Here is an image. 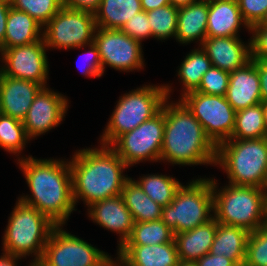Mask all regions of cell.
<instances>
[{
  "instance_id": "6da1fadb",
  "label": "cell",
  "mask_w": 267,
  "mask_h": 266,
  "mask_svg": "<svg viewBox=\"0 0 267 266\" xmlns=\"http://www.w3.org/2000/svg\"><path fill=\"white\" fill-rule=\"evenodd\" d=\"M17 161L31 194L18 199L36 208L56 225L64 226L70 214L77 210L69 161L37 159L31 155Z\"/></svg>"
},
{
  "instance_id": "7a4b0ae2",
  "label": "cell",
  "mask_w": 267,
  "mask_h": 266,
  "mask_svg": "<svg viewBox=\"0 0 267 266\" xmlns=\"http://www.w3.org/2000/svg\"><path fill=\"white\" fill-rule=\"evenodd\" d=\"M75 151L69 165L72 173L73 200L85 205L121 195L130 178L123 174L128 166L107 145Z\"/></svg>"
},
{
  "instance_id": "3957f363",
  "label": "cell",
  "mask_w": 267,
  "mask_h": 266,
  "mask_svg": "<svg viewBox=\"0 0 267 266\" xmlns=\"http://www.w3.org/2000/svg\"><path fill=\"white\" fill-rule=\"evenodd\" d=\"M164 115L165 129L159 161L181 166H215L217 147L187 107L180 100L173 103L167 98Z\"/></svg>"
},
{
  "instance_id": "277c9868",
  "label": "cell",
  "mask_w": 267,
  "mask_h": 266,
  "mask_svg": "<svg viewBox=\"0 0 267 266\" xmlns=\"http://www.w3.org/2000/svg\"><path fill=\"white\" fill-rule=\"evenodd\" d=\"M211 181L213 214L218 223L249 232L267 223V189L231 184L218 189L217 180Z\"/></svg>"
},
{
  "instance_id": "5b68a950",
  "label": "cell",
  "mask_w": 267,
  "mask_h": 266,
  "mask_svg": "<svg viewBox=\"0 0 267 266\" xmlns=\"http://www.w3.org/2000/svg\"><path fill=\"white\" fill-rule=\"evenodd\" d=\"M215 165L223 168L231 185L267 189V137L220 143Z\"/></svg>"
},
{
  "instance_id": "8992f818",
  "label": "cell",
  "mask_w": 267,
  "mask_h": 266,
  "mask_svg": "<svg viewBox=\"0 0 267 266\" xmlns=\"http://www.w3.org/2000/svg\"><path fill=\"white\" fill-rule=\"evenodd\" d=\"M166 85H143L119 97L109 122L104 129L100 144L110 146L119 136L132 131L144 121L152 118L170 100L173 89Z\"/></svg>"
},
{
  "instance_id": "52a82bcc",
  "label": "cell",
  "mask_w": 267,
  "mask_h": 266,
  "mask_svg": "<svg viewBox=\"0 0 267 266\" xmlns=\"http://www.w3.org/2000/svg\"><path fill=\"white\" fill-rule=\"evenodd\" d=\"M15 204L2 238V251L25 258L33 254L31 264L34 266L41 259L56 224L36 208L19 199Z\"/></svg>"
},
{
  "instance_id": "ba28073f",
  "label": "cell",
  "mask_w": 267,
  "mask_h": 266,
  "mask_svg": "<svg viewBox=\"0 0 267 266\" xmlns=\"http://www.w3.org/2000/svg\"><path fill=\"white\" fill-rule=\"evenodd\" d=\"M213 213L211 178H199L178 189L173 201L163 207L161 220L175 235L207 223Z\"/></svg>"
},
{
  "instance_id": "9c48e42d",
  "label": "cell",
  "mask_w": 267,
  "mask_h": 266,
  "mask_svg": "<svg viewBox=\"0 0 267 266\" xmlns=\"http://www.w3.org/2000/svg\"><path fill=\"white\" fill-rule=\"evenodd\" d=\"M97 29L95 14L64 7L43 27V40L47 48H83L94 42Z\"/></svg>"
},
{
  "instance_id": "30bf717a",
  "label": "cell",
  "mask_w": 267,
  "mask_h": 266,
  "mask_svg": "<svg viewBox=\"0 0 267 266\" xmlns=\"http://www.w3.org/2000/svg\"><path fill=\"white\" fill-rule=\"evenodd\" d=\"M165 129L164 103L161 110L132 131L119 136L110 147L129 167L139 162L160 160Z\"/></svg>"
},
{
  "instance_id": "8fae6325",
  "label": "cell",
  "mask_w": 267,
  "mask_h": 266,
  "mask_svg": "<svg viewBox=\"0 0 267 266\" xmlns=\"http://www.w3.org/2000/svg\"><path fill=\"white\" fill-rule=\"evenodd\" d=\"M178 100L201 123L206 136L216 147L231 138L235 126L236 111L225 96L191 91Z\"/></svg>"
},
{
  "instance_id": "7c38bea8",
  "label": "cell",
  "mask_w": 267,
  "mask_h": 266,
  "mask_svg": "<svg viewBox=\"0 0 267 266\" xmlns=\"http://www.w3.org/2000/svg\"><path fill=\"white\" fill-rule=\"evenodd\" d=\"M56 225L34 266H101L110 256Z\"/></svg>"
},
{
  "instance_id": "4fadbf2b",
  "label": "cell",
  "mask_w": 267,
  "mask_h": 266,
  "mask_svg": "<svg viewBox=\"0 0 267 266\" xmlns=\"http://www.w3.org/2000/svg\"><path fill=\"white\" fill-rule=\"evenodd\" d=\"M93 43L99 51L103 74L106 65L124 72L139 71L144 67L141 42L131 38L120 29L97 27Z\"/></svg>"
},
{
  "instance_id": "5bb4252c",
  "label": "cell",
  "mask_w": 267,
  "mask_h": 266,
  "mask_svg": "<svg viewBox=\"0 0 267 266\" xmlns=\"http://www.w3.org/2000/svg\"><path fill=\"white\" fill-rule=\"evenodd\" d=\"M47 47L44 40L4 49L0 52V73L4 76L28 80L47 87L49 74Z\"/></svg>"
},
{
  "instance_id": "9a60e30c",
  "label": "cell",
  "mask_w": 267,
  "mask_h": 266,
  "mask_svg": "<svg viewBox=\"0 0 267 266\" xmlns=\"http://www.w3.org/2000/svg\"><path fill=\"white\" fill-rule=\"evenodd\" d=\"M68 98L49 87L42 88L22 120L29 140L57 127L68 110Z\"/></svg>"
},
{
  "instance_id": "2e32d148",
  "label": "cell",
  "mask_w": 267,
  "mask_h": 266,
  "mask_svg": "<svg viewBox=\"0 0 267 266\" xmlns=\"http://www.w3.org/2000/svg\"><path fill=\"white\" fill-rule=\"evenodd\" d=\"M88 217L102 228L119 234L118 249L129 239L135 221L121 195L94 202L87 208Z\"/></svg>"
},
{
  "instance_id": "e0dca14e",
  "label": "cell",
  "mask_w": 267,
  "mask_h": 266,
  "mask_svg": "<svg viewBox=\"0 0 267 266\" xmlns=\"http://www.w3.org/2000/svg\"><path fill=\"white\" fill-rule=\"evenodd\" d=\"M225 98L236 112L262 103L257 60L230 72Z\"/></svg>"
},
{
  "instance_id": "ac0fdd59",
  "label": "cell",
  "mask_w": 267,
  "mask_h": 266,
  "mask_svg": "<svg viewBox=\"0 0 267 266\" xmlns=\"http://www.w3.org/2000/svg\"><path fill=\"white\" fill-rule=\"evenodd\" d=\"M43 87L34 82L0 73V112L22 121Z\"/></svg>"
},
{
  "instance_id": "d6986e66",
  "label": "cell",
  "mask_w": 267,
  "mask_h": 266,
  "mask_svg": "<svg viewBox=\"0 0 267 266\" xmlns=\"http://www.w3.org/2000/svg\"><path fill=\"white\" fill-rule=\"evenodd\" d=\"M239 37H206L201 48L212 66L230 73L251 60L250 41L244 44Z\"/></svg>"
},
{
  "instance_id": "ffe728a7",
  "label": "cell",
  "mask_w": 267,
  "mask_h": 266,
  "mask_svg": "<svg viewBox=\"0 0 267 266\" xmlns=\"http://www.w3.org/2000/svg\"><path fill=\"white\" fill-rule=\"evenodd\" d=\"M121 266H178L175 242L154 245H123L117 249Z\"/></svg>"
},
{
  "instance_id": "44dd1931",
  "label": "cell",
  "mask_w": 267,
  "mask_h": 266,
  "mask_svg": "<svg viewBox=\"0 0 267 266\" xmlns=\"http://www.w3.org/2000/svg\"><path fill=\"white\" fill-rule=\"evenodd\" d=\"M250 30L244 21L237 0H216L208 3L207 37H237L240 26Z\"/></svg>"
},
{
  "instance_id": "7402d4cb",
  "label": "cell",
  "mask_w": 267,
  "mask_h": 266,
  "mask_svg": "<svg viewBox=\"0 0 267 266\" xmlns=\"http://www.w3.org/2000/svg\"><path fill=\"white\" fill-rule=\"evenodd\" d=\"M218 222L213 217L207 223L194 229L174 235L179 261L196 262L209 253Z\"/></svg>"
},
{
  "instance_id": "603a6c76",
  "label": "cell",
  "mask_w": 267,
  "mask_h": 266,
  "mask_svg": "<svg viewBox=\"0 0 267 266\" xmlns=\"http://www.w3.org/2000/svg\"><path fill=\"white\" fill-rule=\"evenodd\" d=\"M208 21V3L194 2L179 8L175 40L180 44L193 41L199 45L206 39ZM197 40V41H196Z\"/></svg>"
},
{
  "instance_id": "cb8c5ba5",
  "label": "cell",
  "mask_w": 267,
  "mask_h": 266,
  "mask_svg": "<svg viewBox=\"0 0 267 266\" xmlns=\"http://www.w3.org/2000/svg\"><path fill=\"white\" fill-rule=\"evenodd\" d=\"M43 39V26L26 12L9 9L6 34L0 52L7 48L28 45Z\"/></svg>"
},
{
  "instance_id": "d4e9b609",
  "label": "cell",
  "mask_w": 267,
  "mask_h": 266,
  "mask_svg": "<svg viewBox=\"0 0 267 266\" xmlns=\"http://www.w3.org/2000/svg\"><path fill=\"white\" fill-rule=\"evenodd\" d=\"M250 232L241 227L218 223L209 253L231 259L237 266H243Z\"/></svg>"
},
{
  "instance_id": "484cf974",
  "label": "cell",
  "mask_w": 267,
  "mask_h": 266,
  "mask_svg": "<svg viewBox=\"0 0 267 266\" xmlns=\"http://www.w3.org/2000/svg\"><path fill=\"white\" fill-rule=\"evenodd\" d=\"M121 196L135 222L161 219L163 207L146 195L139 184L132 178L126 181L121 191Z\"/></svg>"
},
{
  "instance_id": "4316f807",
  "label": "cell",
  "mask_w": 267,
  "mask_h": 266,
  "mask_svg": "<svg viewBox=\"0 0 267 266\" xmlns=\"http://www.w3.org/2000/svg\"><path fill=\"white\" fill-rule=\"evenodd\" d=\"M142 10L140 0H101L94 13L95 22L98 28L121 29Z\"/></svg>"
},
{
  "instance_id": "83f0119b",
  "label": "cell",
  "mask_w": 267,
  "mask_h": 266,
  "mask_svg": "<svg viewBox=\"0 0 267 266\" xmlns=\"http://www.w3.org/2000/svg\"><path fill=\"white\" fill-rule=\"evenodd\" d=\"M211 66L212 62L201 46L191 50L181 62L177 71L178 78L184 87L180 97L188 92L195 91L199 87L203 75Z\"/></svg>"
},
{
  "instance_id": "f1b7e54d",
  "label": "cell",
  "mask_w": 267,
  "mask_h": 266,
  "mask_svg": "<svg viewBox=\"0 0 267 266\" xmlns=\"http://www.w3.org/2000/svg\"><path fill=\"white\" fill-rule=\"evenodd\" d=\"M267 137L263 120V103L236 112L235 126L230 139H257Z\"/></svg>"
},
{
  "instance_id": "f546056e",
  "label": "cell",
  "mask_w": 267,
  "mask_h": 266,
  "mask_svg": "<svg viewBox=\"0 0 267 266\" xmlns=\"http://www.w3.org/2000/svg\"><path fill=\"white\" fill-rule=\"evenodd\" d=\"M135 181L146 195L162 207L169 205L173 201L176 192L182 186L179 180L162 174L140 176L139 181Z\"/></svg>"
},
{
  "instance_id": "4dcf8cb0",
  "label": "cell",
  "mask_w": 267,
  "mask_h": 266,
  "mask_svg": "<svg viewBox=\"0 0 267 266\" xmlns=\"http://www.w3.org/2000/svg\"><path fill=\"white\" fill-rule=\"evenodd\" d=\"M174 241L173 231L160 219L135 222L131 236L124 245H154Z\"/></svg>"
},
{
  "instance_id": "1f68e13d",
  "label": "cell",
  "mask_w": 267,
  "mask_h": 266,
  "mask_svg": "<svg viewBox=\"0 0 267 266\" xmlns=\"http://www.w3.org/2000/svg\"><path fill=\"white\" fill-rule=\"evenodd\" d=\"M28 141L22 121L0 113V148L19 156Z\"/></svg>"
},
{
  "instance_id": "d6a6232c",
  "label": "cell",
  "mask_w": 267,
  "mask_h": 266,
  "mask_svg": "<svg viewBox=\"0 0 267 266\" xmlns=\"http://www.w3.org/2000/svg\"><path fill=\"white\" fill-rule=\"evenodd\" d=\"M179 8L166 5L147 12L152 37L157 40H167L176 36Z\"/></svg>"
},
{
  "instance_id": "836d02e7",
  "label": "cell",
  "mask_w": 267,
  "mask_h": 266,
  "mask_svg": "<svg viewBox=\"0 0 267 266\" xmlns=\"http://www.w3.org/2000/svg\"><path fill=\"white\" fill-rule=\"evenodd\" d=\"M11 7L26 12L43 27L61 9V0H13Z\"/></svg>"
},
{
  "instance_id": "e575fe53",
  "label": "cell",
  "mask_w": 267,
  "mask_h": 266,
  "mask_svg": "<svg viewBox=\"0 0 267 266\" xmlns=\"http://www.w3.org/2000/svg\"><path fill=\"white\" fill-rule=\"evenodd\" d=\"M243 266H267V223L250 232Z\"/></svg>"
},
{
  "instance_id": "d590c367",
  "label": "cell",
  "mask_w": 267,
  "mask_h": 266,
  "mask_svg": "<svg viewBox=\"0 0 267 266\" xmlns=\"http://www.w3.org/2000/svg\"><path fill=\"white\" fill-rule=\"evenodd\" d=\"M230 73L215 66L203 75L199 87L195 90L203 94L225 96L229 84Z\"/></svg>"
},
{
  "instance_id": "8d00e7d4",
  "label": "cell",
  "mask_w": 267,
  "mask_h": 266,
  "mask_svg": "<svg viewBox=\"0 0 267 266\" xmlns=\"http://www.w3.org/2000/svg\"><path fill=\"white\" fill-rule=\"evenodd\" d=\"M120 30L141 43L145 38L152 37V28L150 27L147 12L144 10L135 14Z\"/></svg>"
},
{
  "instance_id": "74e56055",
  "label": "cell",
  "mask_w": 267,
  "mask_h": 266,
  "mask_svg": "<svg viewBox=\"0 0 267 266\" xmlns=\"http://www.w3.org/2000/svg\"><path fill=\"white\" fill-rule=\"evenodd\" d=\"M244 21L249 27L259 24L267 12V0H237Z\"/></svg>"
},
{
  "instance_id": "f35d334b",
  "label": "cell",
  "mask_w": 267,
  "mask_h": 266,
  "mask_svg": "<svg viewBox=\"0 0 267 266\" xmlns=\"http://www.w3.org/2000/svg\"><path fill=\"white\" fill-rule=\"evenodd\" d=\"M249 31L252 33L250 38L251 59H267V28L250 27Z\"/></svg>"
},
{
  "instance_id": "ab89813d",
  "label": "cell",
  "mask_w": 267,
  "mask_h": 266,
  "mask_svg": "<svg viewBox=\"0 0 267 266\" xmlns=\"http://www.w3.org/2000/svg\"><path fill=\"white\" fill-rule=\"evenodd\" d=\"M89 51L85 52L84 54L86 55V67H81L82 69L81 72L85 77H101L103 74L102 71V62L100 59L99 51L97 46L92 43L87 45ZM84 65V64H83Z\"/></svg>"
},
{
  "instance_id": "60d3db41",
  "label": "cell",
  "mask_w": 267,
  "mask_h": 266,
  "mask_svg": "<svg viewBox=\"0 0 267 266\" xmlns=\"http://www.w3.org/2000/svg\"><path fill=\"white\" fill-rule=\"evenodd\" d=\"M101 0H61L64 7L74 8L82 11L95 13L99 8Z\"/></svg>"
},
{
  "instance_id": "b9f144b4",
  "label": "cell",
  "mask_w": 267,
  "mask_h": 266,
  "mask_svg": "<svg viewBox=\"0 0 267 266\" xmlns=\"http://www.w3.org/2000/svg\"><path fill=\"white\" fill-rule=\"evenodd\" d=\"M197 266H237L231 259L222 255H213L207 253L196 262Z\"/></svg>"
},
{
  "instance_id": "7bdbcfd3",
  "label": "cell",
  "mask_w": 267,
  "mask_h": 266,
  "mask_svg": "<svg viewBox=\"0 0 267 266\" xmlns=\"http://www.w3.org/2000/svg\"><path fill=\"white\" fill-rule=\"evenodd\" d=\"M262 103L267 102V59L257 60Z\"/></svg>"
},
{
  "instance_id": "ee69618b",
  "label": "cell",
  "mask_w": 267,
  "mask_h": 266,
  "mask_svg": "<svg viewBox=\"0 0 267 266\" xmlns=\"http://www.w3.org/2000/svg\"><path fill=\"white\" fill-rule=\"evenodd\" d=\"M10 7V3L0 0V44L5 39L6 23Z\"/></svg>"
},
{
  "instance_id": "f6af8a7d",
  "label": "cell",
  "mask_w": 267,
  "mask_h": 266,
  "mask_svg": "<svg viewBox=\"0 0 267 266\" xmlns=\"http://www.w3.org/2000/svg\"><path fill=\"white\" fill-rule=\"evenodd\" d=\"M140 3L145 12L170 4L169 0H140Z\"/></svg>"
},
{
  "instance_id": "bcb514c9",
  "label": "cell",
  "mask_w": 267,
  "mask_h": 266,
  "mask_svg": "<svg viewBox=\"0 0 267 266\" xmlns=\"http://www.w3.org/2000/svg\"><path fill=\"white\" fill-rule=\"evenodd\" d=\"M22 257L3 252L0 256V266H17ZM28 266H33L31 263Z\"/></svg>"
},
{
  "instance_id": "7dc6e473",
  "label": "cell",
  "mask_w": 267,
  "mask_h": 266,
  "mask_svg": "<svg viewBox=\"0 0 267 266\" xmlns=\"http://www.w3.org/2000/svg\"><path fill=\"white\" fill-rule=\"evenodd\" d=\"M194 2H196V0H169L170 5L178 7V8L187 6Z\"/></svg>"
},
{
  "instance_id": "c3c4849f",
  "label": "cell",
  "mask_w": 267,
  "mask_h": 266,
  "mask_svg": "<svg viewBox=\"0 0 267 266\" xmlns=\"http://www.w3.org/2000/svg\"><path fill=\"white\" fill-rule=\"evenodd\" d=\"M116 260H113L112 256H110L101 266H120V261L118 257Z\"/></svg>"
},
{
  "instance_id": "681fc988",
  "label": "cell",
  "mask_w": 267,
  "mask_h": 266,
  "mask_svg": "<svg viewBox=\"0 0 267 266\" xmlns=\"http://www.w3.org/2000/svg\"><path fill=\"white\" fill-rule=\"evenodd\" d=\"M263 120H264V126H265L266 134H267V102L263 103Z\"/></svg>"
},
{
  "instance_id": "f907efd6",
  "label": "cell",
  "mask_w": 267,
  "mask_h": 266,
  "mask_svg": "<svg viewBox=\"0 0 267 266\" xmlns=\"http://www.w3.org/2000/svg\"><path fill=\"white\" fill-rule=\"evenodd\" d=\"M251 27H266L267 28V12L259 24L253 25Z\"/></svg>"
},
{
  "instance_id": "816d5d0a",
  "label": "cell",
  "mask_w": 267,
  "mask_h": 266,
  "mask_svg": "<svg viewBox=\"0 0 267 266\" xmlns=\"http://www.w3.org/2000/svg\"><path fill=\"white\" fill-rule=\"evenodd\" d=\"M178 266H197L195 262H184L180 261Z\"/></svg>"
},
{
  "instance_id": "f5cc1de1",
  "label": "cell",
  "mask_w": 267,
  "mask_h": 266,
  "mask_svg": "<svg viewBox=\"0 0 267 266\" xmlns=\"http://www.w3.org/2000/svg\"><path fill=\"white\" fill-rule=\"evenodd\" d=\"M197 2H206V3H210V2H214L216 0H196Z\"/></svg>"
},
{
  "instance_id": "db71d44e",
  "label": "cell",
  "mask_w": 267,
  "mask_h": 266,
  "mask_svg": "<svg viewBox=\"0 0 267 266\" xmlns=\"http://www.w3.org/2000/svg\"><path fill=\"white\" fill-rule=\"evenodd\" d=\"M3 1H6L8 3H11L13 0H3Z\"/></svg>"
}]
</instances>
